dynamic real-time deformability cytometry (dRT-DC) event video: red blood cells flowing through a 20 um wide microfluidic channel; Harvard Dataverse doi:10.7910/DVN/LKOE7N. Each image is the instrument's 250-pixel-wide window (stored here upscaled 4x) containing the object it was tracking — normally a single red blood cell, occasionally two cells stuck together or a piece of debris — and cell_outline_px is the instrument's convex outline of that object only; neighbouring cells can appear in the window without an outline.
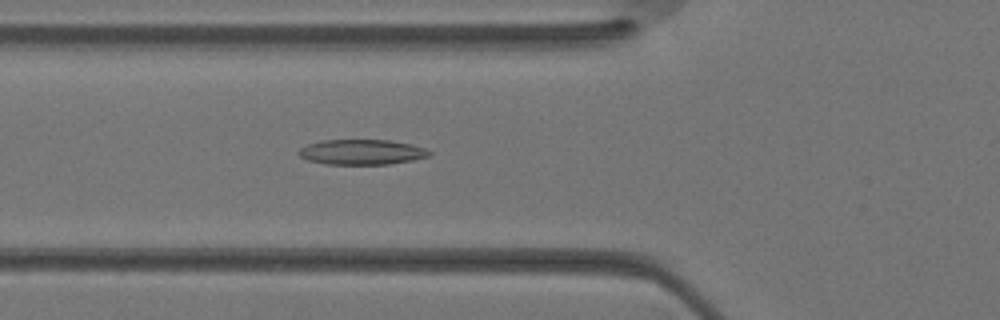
{"species": "Egyptian fruit bat (a non-hibernating species)", "species_latin": "Rousettus aegyptiacus", "temperature_condition": "warm", "stored_images_in_passage": 34, "camera_frame_rate_fps": 3000, "um_per_image_px": 0.085, "animal": {"sex": "female"}, "frame": {"image": 1, "passage_image": 12, "time_ms": 3.667, "image_size_px": [1000, 320], "cell_outline_px": [[432, 152], [428, 156], [412, 160], [388, 164], [324, 164], [308, 160], [300, 156], [296, 152], [300, 148], [308, 144], [320, 140], [388, 140], [412, 144], [424, 148]], "centroid_in_image_um": [30.71, 12.92], "position_along_channel_um": 95.1, "area_um2": 19.13}}
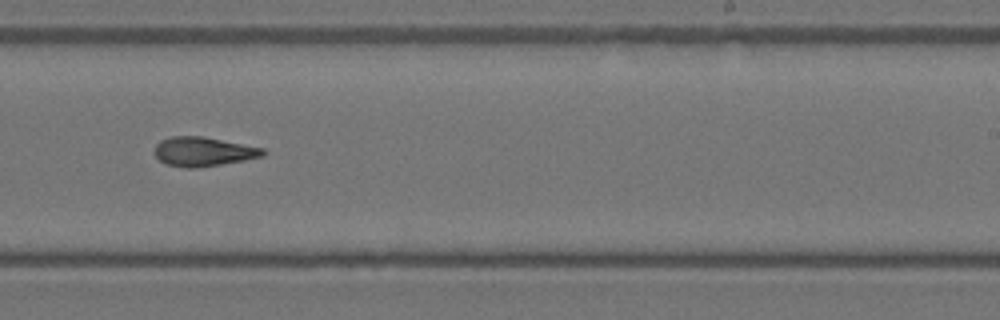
{"frame": {"image": 2, "passage_image": 21, "time_ms": 6.667, "image_size_px": [1000, 320], "cell_outline_px": [[268, 152], [264, 156], [244, 160], [196, 168], [188, 168], [168, 164], [160, 160], [156, 156], [156, 144], [160, 140], [172, 136], [204, 136], [264, 148]], "centroid_in_image_um": [17.33, 12.87], "position_along_channel_um": 271.7, "area_um2": 18.38}}
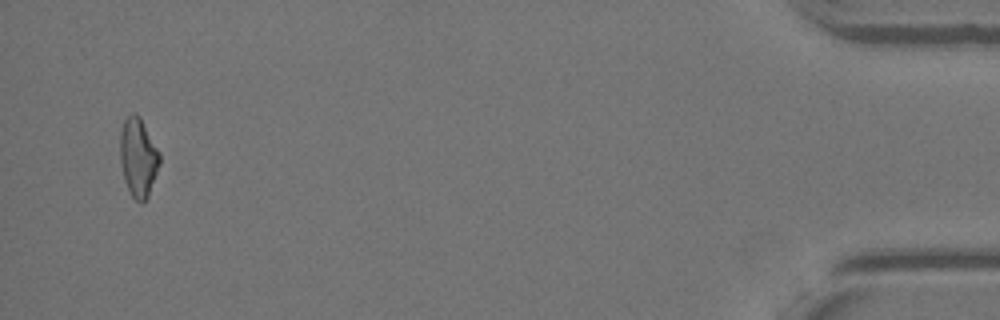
{"frame": {"image": 3, "passage_image": 33, "time_ms": 10.667, "image_size_px": [1000, 320], "cell_outline_px": [[160, 164], [148, 196], [140, 204], [132, 196], [124, 180], [120, 164], [120, 132], [124, 120], [132, 112], [136, 112], [140, 116], [160, 152]], "centroid_in_image_um": [11.75, 13.35], "position_along_channel_um": 423.5, "area_um2": 18.32}}